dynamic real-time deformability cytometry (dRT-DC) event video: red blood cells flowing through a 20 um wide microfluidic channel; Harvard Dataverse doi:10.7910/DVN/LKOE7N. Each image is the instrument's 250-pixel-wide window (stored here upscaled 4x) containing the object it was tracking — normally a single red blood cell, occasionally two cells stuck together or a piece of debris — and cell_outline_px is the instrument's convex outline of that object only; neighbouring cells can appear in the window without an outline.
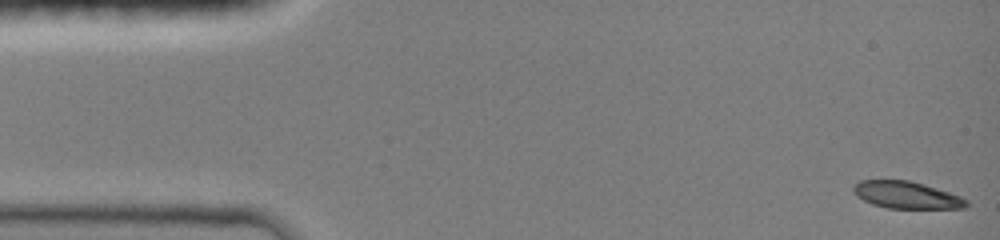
{"species": "common noctule bat (a hibernating species)", "species_latin": "Nyctalus noctula", "temperature_condition": "room temperature", "stored_images_in_passage": 7, "camera_frame_rate_fps": 3000, "um_per_image_px": 0.085, "animal": {"sex": "female", "body_mass_g": 19.0, "forearm_length_mm": 51.5}, "frame": {"image": 1, "passage_image": 1, "time_ms": 0.0, "image_size_px": [1000, 240], "cell_outline_px": [[968, 204], [964, 208], [888, 208], [872, 204], [864, 200], [852, 188], [860, 180], [908, 180], [948, 192], [960, 196], [968, 200]], "centroid_in_image_um": [77.07, 16.58], "position_along_channel_um": 7.9, "area_um2": 17.4}}
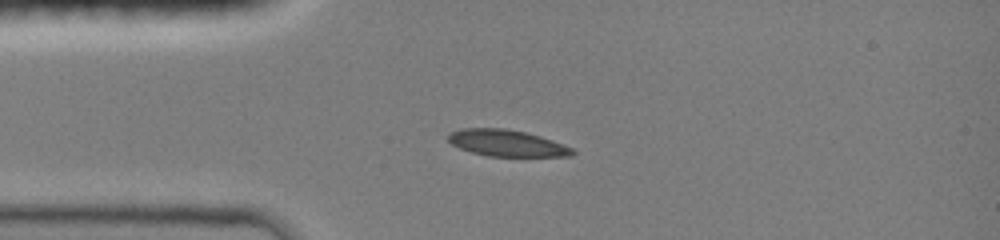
{"frame": {"image": 2, "passage_image": 6, "time_ms": 3.333, "image_size_px": [1000, 240], "cell_outline_px": [[576, 152], [572, 156], [488, 156], [472, 152], [460, 148], [452, 144], [448, 140], [448, 132], [460, 128], [504, 128], [524, 132], [540, 136], [572, 148]], "centroid_in_image_um": [43.04, 12.16], "position_along_channel_um": 42.0, "area_um2": 19.07}}